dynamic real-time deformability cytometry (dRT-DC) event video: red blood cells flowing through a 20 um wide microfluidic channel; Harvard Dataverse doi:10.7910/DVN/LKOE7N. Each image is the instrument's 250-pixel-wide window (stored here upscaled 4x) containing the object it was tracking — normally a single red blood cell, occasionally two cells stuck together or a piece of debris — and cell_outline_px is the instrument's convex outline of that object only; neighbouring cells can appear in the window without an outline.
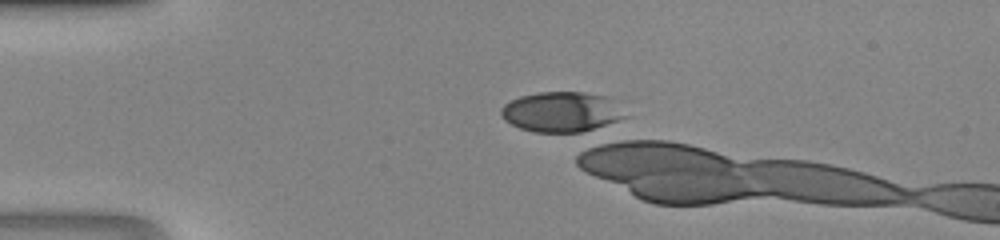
{"species": "human", "species_latin": "Homo sapiens", "temperature_condition": "room temperature", "stored_images_in_passage": 2, "camera_frame_rate_fps": 3000, "um_per_image_px": 0.085, "donor": {"sex": "male"}, "frame": {"image": 1, "passage_image": 1, "time_ms": 0.0, "image_size_px": [1000, 240], "cell_outline_px": [[632, 116], [580, 132], [532, 132], [520, 128], [504, 120], [500, 116], [500, 108], [504, 104], [520, 96], [540, 92], [584, 92], [608, 96]], "centroid_in_image_um": [47.75, 9.5], "position_along_channel_um": 37.2, "area_um2": 29.25}}